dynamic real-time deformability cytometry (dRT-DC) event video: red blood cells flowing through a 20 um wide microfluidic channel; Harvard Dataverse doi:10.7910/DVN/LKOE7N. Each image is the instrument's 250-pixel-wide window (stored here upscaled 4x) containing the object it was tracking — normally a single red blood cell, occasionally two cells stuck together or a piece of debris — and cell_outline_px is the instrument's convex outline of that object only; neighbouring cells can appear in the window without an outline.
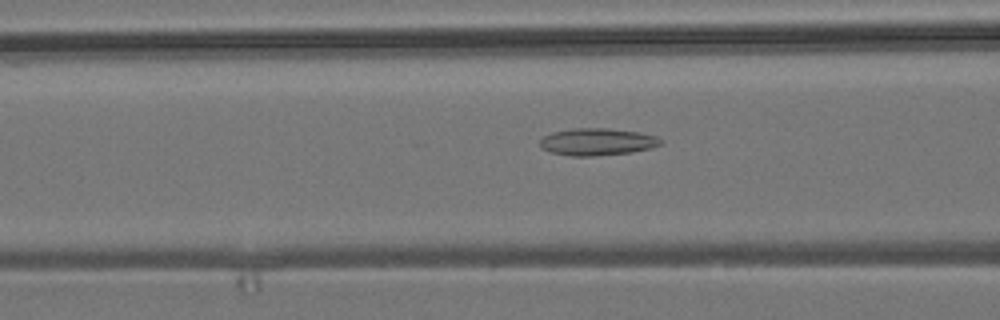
{"species": "common noctule bat (a hibernating species)", "species_latin": "Nyctalus noctula", "temperature_condition": "room temperature", "stored_images_in_passage": 29, "camera_frame_rate_fps": 3000, "um_per_image_px": 0.085, "animal": {"sex": "male", "body_mass_g": 19.2, "forearm_length_mm": 51.8}, "frame": {"image": 1, "passage_image": 21, "time_ms": 6.667, "image_size_px": [1000, 320], "cell_outline_px": [[664, 140], [660, 144], [652, 148], [632, 152], [596, 156], [572, 156], [552, 152], [540, 148], [540, 140], [544, 136], [552, 132], [572, 128], [608, 128], [640, 132], [656, 136]], "centroid_in_image_um": [50.78, 12.05], "position_along_channel_um": 115.8, "area_um2": 19.25}}
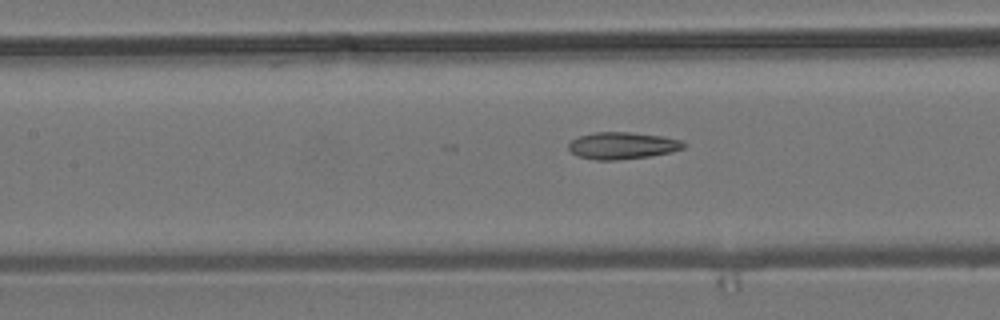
{"frame": {"image": 2, "passage_image": 24, "time_ms": 7.667, "image_size_px": [1000, 320], "cell_outline_px": [[688, 144], [684, 148], [672, 152], [652, 156], [616, 160], [596, 160], [576, 156], [568, 148], [568, 144], [576, 136], [592, 132], [632, 132], [664, 136], [680, 140]], "centroid_in_image_um": [52.91, 12.37], "position_along_channel_um": 154.5, "area_um2": 18.44}}
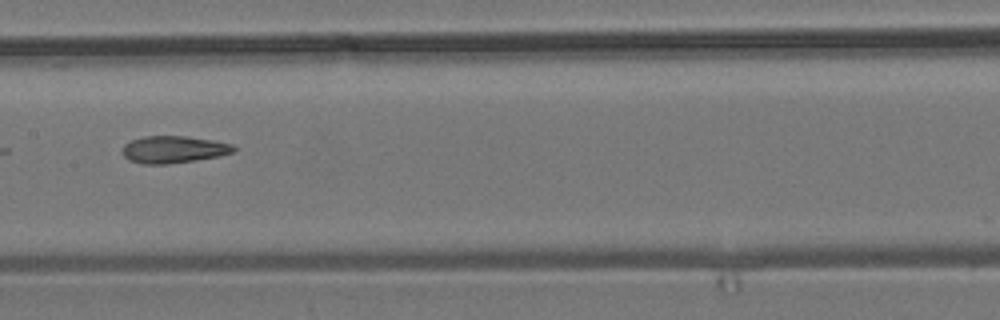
{"frame": {"image": 3, "passage_image": 27, "time_ms": 8.667, "image_size_px": [1000, 320], "cell_outline_px": [[236, 148], [232, 152], [220, 156], [196, 160], [168, 164], [144, 164], [128, 160], [120, 152], [124, 144], [132, 140], [144, 136], [188, 136], [212, 140], [232, 144]], "centroid_in_image_um": [14.72, 12.71], "position_along_channel_um": 192.7, "area_um2": 17.69}}